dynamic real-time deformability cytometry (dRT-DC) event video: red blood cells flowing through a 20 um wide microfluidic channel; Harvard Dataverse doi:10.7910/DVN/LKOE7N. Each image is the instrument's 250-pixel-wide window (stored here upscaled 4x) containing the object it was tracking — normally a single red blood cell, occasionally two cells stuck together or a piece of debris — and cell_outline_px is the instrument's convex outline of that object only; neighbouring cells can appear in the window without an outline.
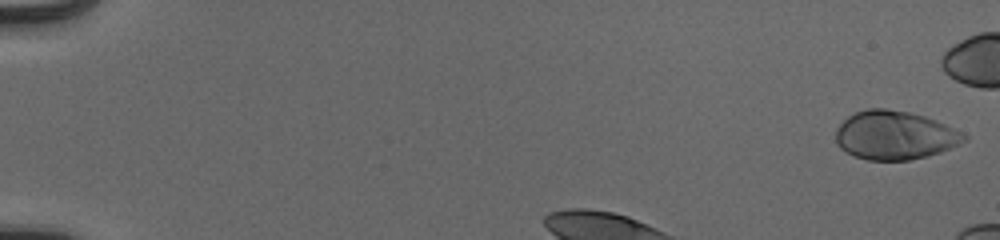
{"species": "human", "species_latin": "Homo sapiens", "temperature_condition": "cold", "stored_images_in_passage": 36, "camera_frame_rate_fps": 3000, "um_per_image_px": 0.085, "donor": {"sex": "male"}, "frame": {"image": 1, "passage_image": 1, "time_ms": 0.0, "image_size_px": [1000, 240], "cell_outline_px": [[968, 140], [960, 144], [940, 152], [928, 156], [908, 160], [868, 160], [844, 152], [836, 144], [836, 128], [848, 116], [856, 112], [868, 108], [884, 108], [908, 112], [924, 116], [936, 120], [968, 136]], "centroid_in_image_um": [76.04, 11.5], "position_along_channel_um": 9.0, "area_um2": 36.36}}
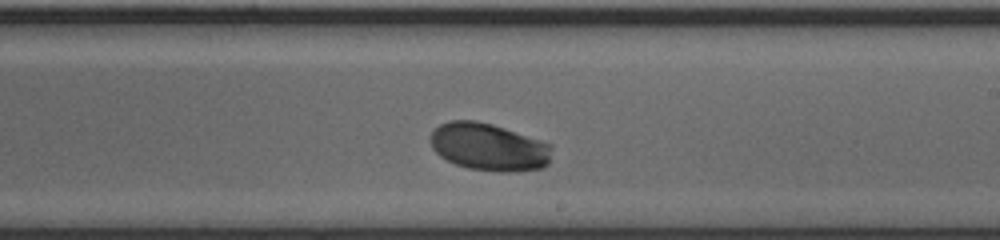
{"frame": {"image": 2, "passage_image": 24, "time_ms": 7.667, "image_size_px": [1000, 240], "cell_outline_px": [[552, 148], [548, 164], [544, 168], [516, 172], [500, 172], [468, 168], [456, 164], [440, 156], [432, 148], [428, 140], [428, 136], [440, 124], [448, 120], [476, 120], [492, 124], [552, 144]], "centroid_in_image_um": [41.53, 12.49], "position_along_channel_um": 247.5, "area_um2": 33.93}}
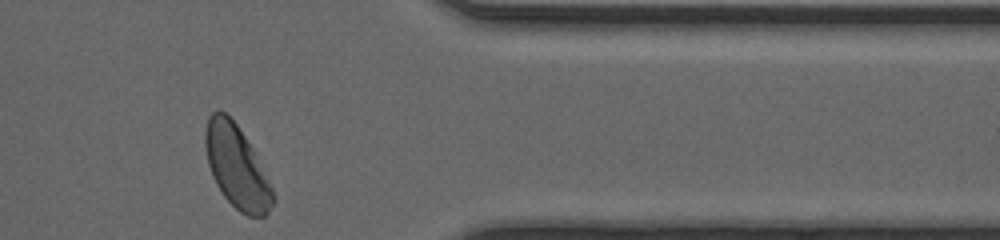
{"frame": {"image": 3, "passage_image": 36, "time_ms": 11.667, "image_size_px": [1000, 240], "cell_outline_px": [[276, 196], [268, 212], [264, 216], [248, 216], [240, 212], [224, 196], [216, 184], [212, 176], [208, 164], [204, 144], [204, 132], [208, 116], [216, 108], [220, 108], [236, 124], [252, 148]], "centroid_in_image_um": [20.08, 14.15], "position_along_channel_um": 391.3, "area_um2": 32.31}, "authors_computed_cell_mechanics": {"area_um2": 33.3217, "velocity_mm_per_s": 3.8617, "shape_relaxation_time_tau1_ms": 2.0282, "shape_relaxation_time_tau2_ms": null, "deformation_change_tau1": 0.1251, "deformation_change_tau2": null}}